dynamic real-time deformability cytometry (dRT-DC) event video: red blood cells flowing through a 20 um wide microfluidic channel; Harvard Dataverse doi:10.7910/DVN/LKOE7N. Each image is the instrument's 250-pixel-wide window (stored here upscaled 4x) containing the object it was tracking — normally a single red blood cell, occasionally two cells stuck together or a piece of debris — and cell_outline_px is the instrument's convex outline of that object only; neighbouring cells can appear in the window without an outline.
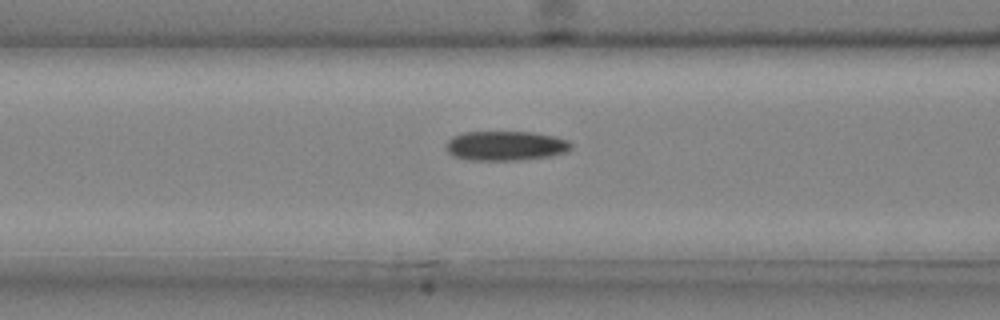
{"species": "common noctule bat (a hibernating species)", "species_latin": "Nyctalus noctula", "temperature_condition": "cold", "stored_images_in_passage": 30, "camera_frame_rate_fps": 3000, "um_per_image_px": 0.085, "animal": {"sex": "male", "body_mass_g": 20.4}, "frame": {"image": 1, "passage_image": 8, "time_ms": 2.333, "image_size_px": [1000, 320], "cell_outline_px": [[572, 148], [568, 152], [552, 156], [516, 160], [468, 160], [452, 156], [448, 152], [448, 140], [452, 136], [464, 132], [532, 132], [556, 136], [568, 140], [572, 144]], "centroid_in_image_um": [43.02, 12.39], "position_along_channel_um": 123.6, "area_um2": 21.68}}
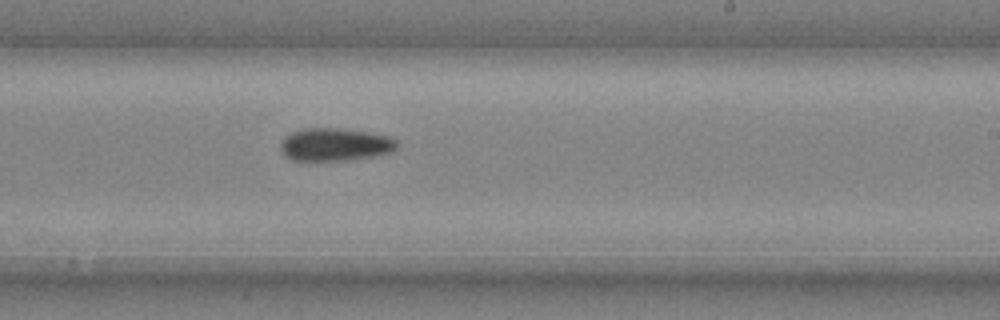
{"frame": {"image": 2, "passage_image": 17, "time_ms": 5.333, "image_size_px": [1000, 320], "cell_outline_px": [[396, 148], [392, 152], [376, 156], [352, 160], [292, 160], [284, 156], [280, 148], [280, 144], [292, 132], [304, 128], [340, 128], [368, 132], [388, 136], [396, 140]], "centroid_in_image_um": [28.49, 12.29], "position_along_channel_um": 260.5, "area_um2": 22.25}}
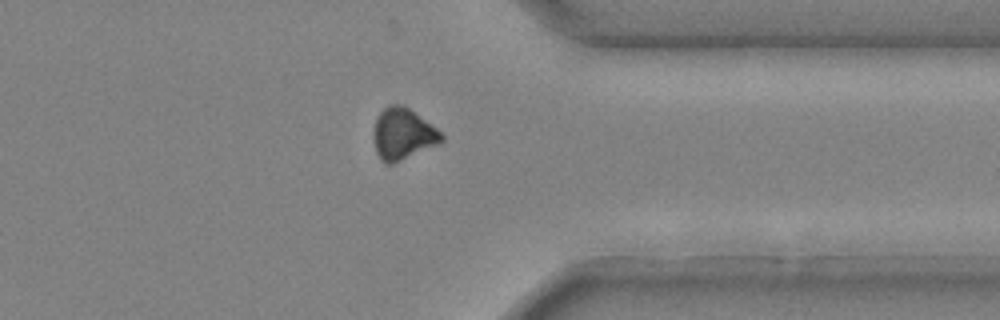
{"frame": {"image": 3, "passage_image": 25, "time_ms": 8.0, "image_size_px": [1000, 320], "cell_outline_px": [[444, 140], [436, 144], [392, 164], [388, 164], [380, 160], [376, 152], [372, 136], [376, 120], [380, 112], [388, 104], [404, 104], [436, 128], [444, 136]], "centroid_in_image_um": [34.2, 11.37], "position_along_channel_um": 377.2, "area_um2": 20.17}}